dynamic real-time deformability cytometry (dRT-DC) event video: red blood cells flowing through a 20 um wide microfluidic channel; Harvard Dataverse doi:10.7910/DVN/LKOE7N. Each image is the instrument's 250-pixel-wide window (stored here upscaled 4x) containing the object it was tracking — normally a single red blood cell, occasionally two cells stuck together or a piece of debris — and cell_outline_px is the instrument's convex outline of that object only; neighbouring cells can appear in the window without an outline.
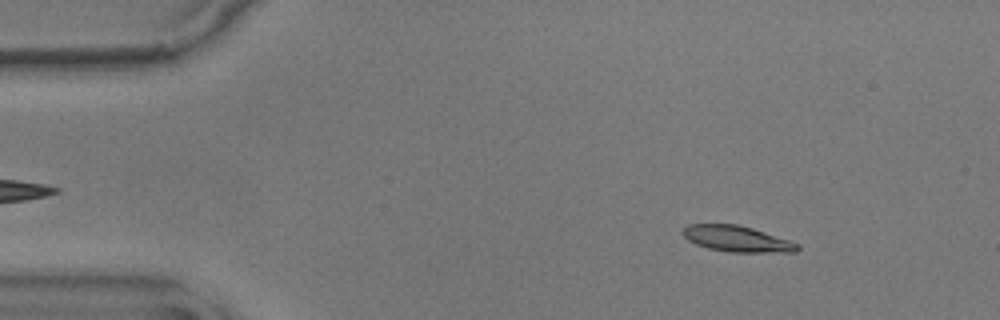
{"species": "common noctule bat (a hibernating species)", "species_latin": "Nyctalus noctula", "temperature_condition": "warm", "stored_images_in_passage": 56, "camera_frame_rate_fps": 3000, "um_per_image_px": 0.085, "animal": {"sex": "male", "body_mass_g": 17.9}, "frame": {"image": 1, "passage_image": 7, "time_ms": 2.0, "image_size_px": [1000, 320], "cell_outline_px": [[800, 248], [796, 252], [732, 252], [708, 248], [696, 244], [688, 240], [680, 232], [688, 224], [736, 224], [752, 228], [800, 244]], "centroid_in_image_um": [62.63, 20.3], "position_along_channel_um": 22.4, "area_um2": 17.22}}
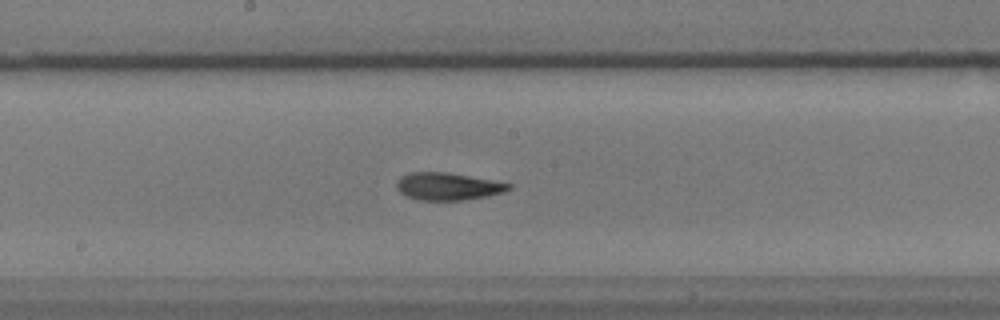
{"frame": {"image": 2, "passage_image": 29, "time_ms": 9.333, "image_size_px": [1000, 320], "cell_outline_px": [[512, 188], [504, 192], [488, 196], [460, 200], [416, 200], [400, 192], [396, 188], [396, 184], [400, 176], [412, 172], [448, 172], [492, 180], [512, 184]], "centroid_in_image_um": [38.07, 15.84], "position_along_channel_um": 210.1, "area_um2": 17.92}}
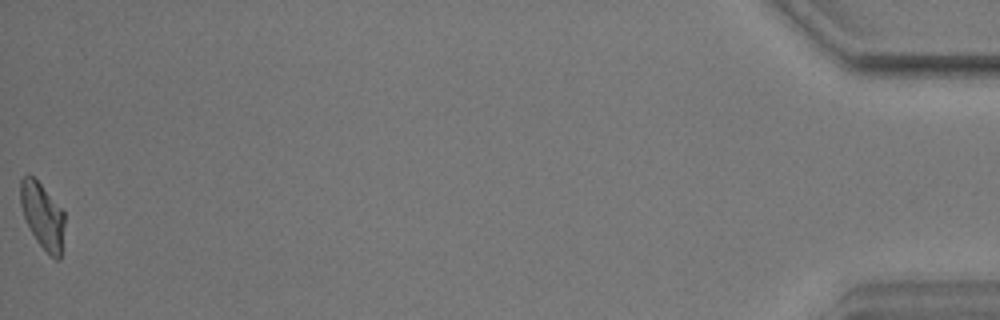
{"frame": {"image": 3, "passage_image": 56, "time_ms": 18.333, "image_size_px": [1000, 320], "cell_outline_px": [[64, 224], [60, 260], [56, 260], [36, 240], [24, 216], [20, 204], [20, 180], [28, 172], [40, 184], [64, 212]], "centroid_in_image_um": [3.6, 18.31], "position_along_channel_um": 431.6, "area_um2": 16.53}, "authors_computed_cell_mechanics": {"area_um2": 17.5134, "velocity_mm_per_s": 3.571, "shape_relaxation_time_tau1_ms": 6.223, "shape_relaxation_time_tau2_ms": 2.4179, "deformation_change_tau1": 0.1795, "deformation_change_tau2": 0.0805}}